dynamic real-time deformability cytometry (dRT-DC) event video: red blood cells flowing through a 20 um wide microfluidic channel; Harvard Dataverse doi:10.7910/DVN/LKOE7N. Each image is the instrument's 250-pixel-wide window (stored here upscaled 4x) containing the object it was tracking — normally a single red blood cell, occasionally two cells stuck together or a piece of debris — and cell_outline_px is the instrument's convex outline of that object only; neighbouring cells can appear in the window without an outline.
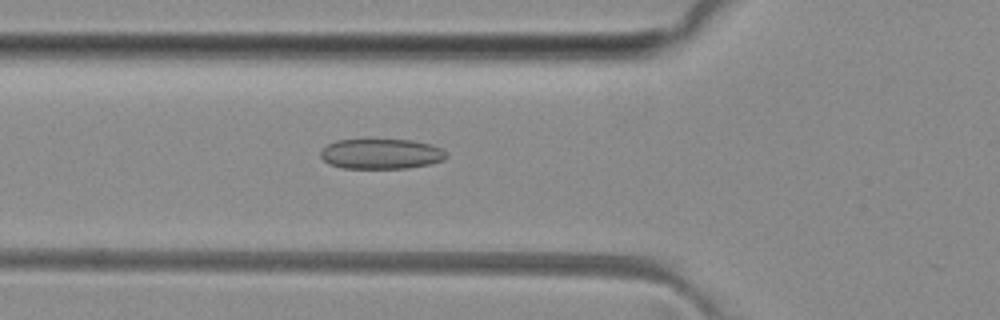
{"species": "common noctule bat (a hibernating species)", "species_latin": "Nyctalus noctula", "temperature_condition": "room temperature", "stored_images_in_passage": 34, "camera_frame_rate_fps": 3000, "um_per_image_px": 0.085, "animal": {"sex": "female", "body_mass_g": 29.2, "forearm_length_mm": 56.3}, "frame": {"image": 1, "passage_image": 5, "time_ms": 1.333, "image_size_px": [1000, 320], "cell_outline_px": [[448, 156], [444, 160], [428, 164], [408, 168], [344, 168], [328, 164], [320, 156], [320, 152], [328, 144], [336, 140], [368, 136], [412, 140], [432, 144], [440, 148]], "centroid_in_image_um": [32.36, 13.02], "position_along_channel_um": 93.4, "area_um2": 23.12}}
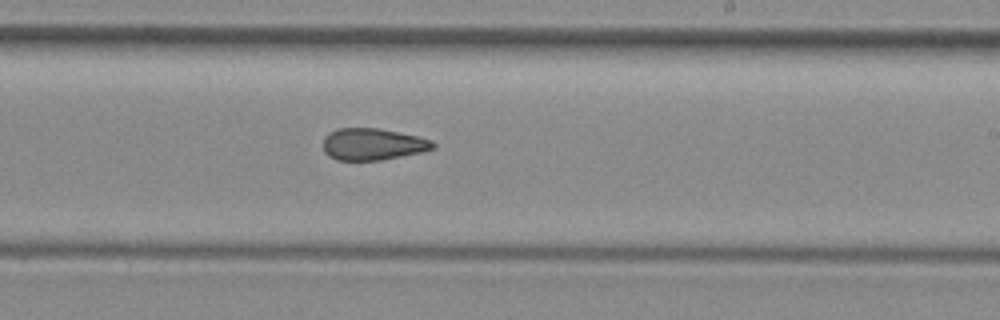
{"frame": {"image": 2, "passage_image": 17, "time_ms": 5.333, "image_size_px": [1000, 320], "cell_outline_px": [[436, 148], [420, 152], [380, 160], [336, 160], [328, 156], [324, 152], [324, 136], [328, 132], [336, 128], [376, 128], [416, 136], [432, 140], [436, 144]], "centroid_in_image_um": [31.65, 12.26], "position_along_channel_um": 257.4, "area_um2": 20.29}}
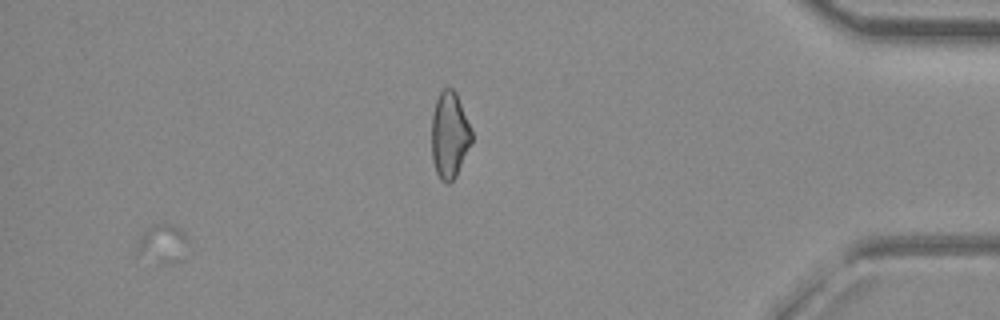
{"frame": {"image": 3, "passage_image": 30, "time_ms": 9.667, "image_size_px": [1000, 320], "cell_outline_px": [[188, 240], [180, 260], [172, 264], [156, 264], [136, 256], [136, 248], [140, 236], [148, 228], [156, 224], [172, 224], [180, 228], [188, 236]], "centroid_in_image_um": [13.78, 20.76], "position_along_channel_um": 421.4, "area_um2": 11.85}, "authors_computed_cell_mechanics": {"area_um2": 20.7791, "velocity_mm_per_s": 4.0903, "shape_relaxation_time_tau1_ms": null, "shape_relaxation_time_tau2_ms": 2.457, "deformation_change_tau1": null, "deformation_change_tau2": 0.096}}